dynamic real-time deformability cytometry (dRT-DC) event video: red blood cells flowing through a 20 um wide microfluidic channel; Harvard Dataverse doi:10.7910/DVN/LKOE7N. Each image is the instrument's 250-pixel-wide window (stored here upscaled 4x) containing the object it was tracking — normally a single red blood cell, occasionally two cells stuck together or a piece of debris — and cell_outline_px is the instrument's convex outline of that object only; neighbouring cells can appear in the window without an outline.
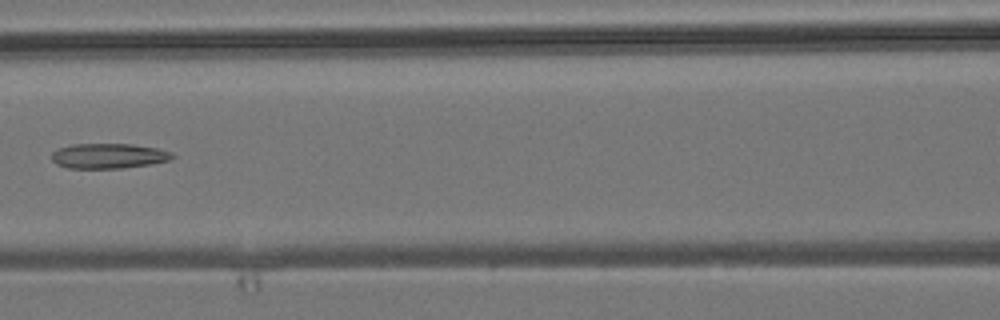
{"species": "common noctule bat (a hibernating species)", "species_latin": "Nyctalus noctula", "temperature_condition": "room temperature", "stored_images_in_passage": 6, "camera_frame_rate_fps": 3000, "um_per_image_px": 0.085, "animal": {"sex": "male", "body_mass_g": 19.2, "forearm_length_mm": 51.8}, "frame": {"image": 1, "passage_image": 6, "time_ms": 6.667, "image_size_px": [1000, 320], "cell_outline_px": [[176, 156], [172, 160], [152, 164], [124, 168], [68, 168], [56, 164], [52, 160], [52, 152], [60, 148], [72, 144], [132, 144], [160, 148], [172, 152]], "centroid_in_image_um": [9.3, 13.25], "position_along_channel_um": 157.3, "area_um2": 17.86}}